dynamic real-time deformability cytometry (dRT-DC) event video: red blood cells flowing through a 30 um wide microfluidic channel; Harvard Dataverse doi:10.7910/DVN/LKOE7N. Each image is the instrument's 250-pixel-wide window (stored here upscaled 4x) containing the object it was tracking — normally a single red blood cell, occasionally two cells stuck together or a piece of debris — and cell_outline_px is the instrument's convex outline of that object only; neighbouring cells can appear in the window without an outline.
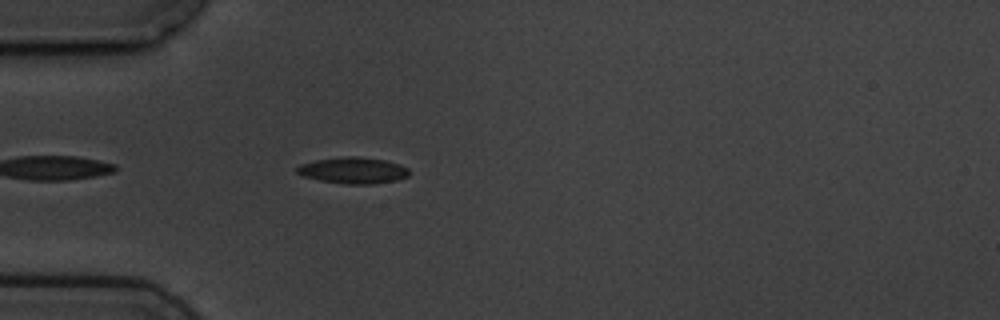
{"species": "common noctule bat (a hibernating species)", "species_latin": "Nyctalus noctula", "temperature_condition": "cold", "stored_images_in_passage": 2, "camera_frame_rate_fps": 3000, "um_per_image_px": 0.085, "animal": {"sex": "male", "body_mass_g": 19.5, "forearm_length_mm": 54.6}, "frame": {"image": 1, "passage_image": 2, "time_ms": 1.0, "image_size_px": [1000, 320], "cell_outline_px": [[408, 176], [396, 180], [372, 184], [344, 184], [320, 180], [304, 176], [296, 172], [296, 168], [300, 164], [316, 160], [340, 156], [356, 156], [384, 160], [400, 164], [408, 168]], "centroid_in_image_um": [30.0, 14.48], "position_along_channel_um": 55.0, "area_um2": 17.17}}